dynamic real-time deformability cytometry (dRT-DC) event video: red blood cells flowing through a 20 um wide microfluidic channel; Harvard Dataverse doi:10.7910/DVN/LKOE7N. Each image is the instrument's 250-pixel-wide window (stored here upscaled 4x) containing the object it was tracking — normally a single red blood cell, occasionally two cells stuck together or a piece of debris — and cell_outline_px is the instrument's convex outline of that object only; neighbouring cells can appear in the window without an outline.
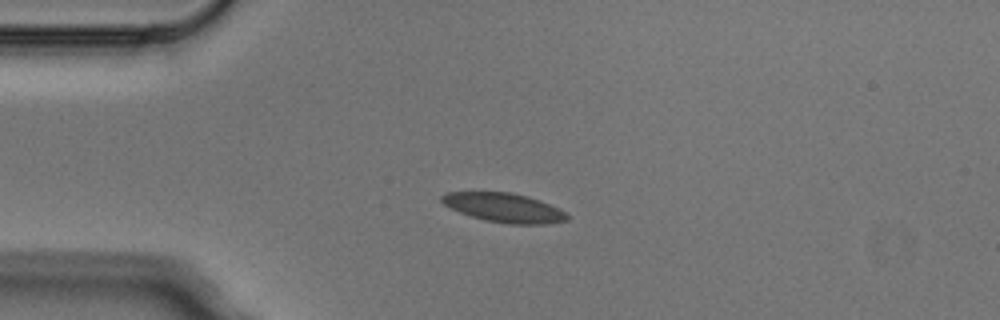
{"species": "Egyptian fruit bat (a non-hibernating species)", "species_latin": "Rousettus aegyptiacus", "temperature_condition": "cold", "stored_images_in_passage": 7, "camera_frame_rate_fps": 3000, "um_per_image_px": 0.085, "animal": {"sex": "male"}, "frame": {"image": 1, "passage_image": 3, "time_ms": 0.667, "image_size_px": [1000, 320], "cell_outline_px": [[568, 220], [548, 224], [508, 224], [484, 220], [460, 212], [444, 204], [440, 200], [440, 196], [448, 192], [512, 192], [528, 196], [560, 208], [568, 216]], "centroid_in_image_um": [42.86, 17.65], "position_along_channel_um": 42.1, "area_um2": 21.27}}
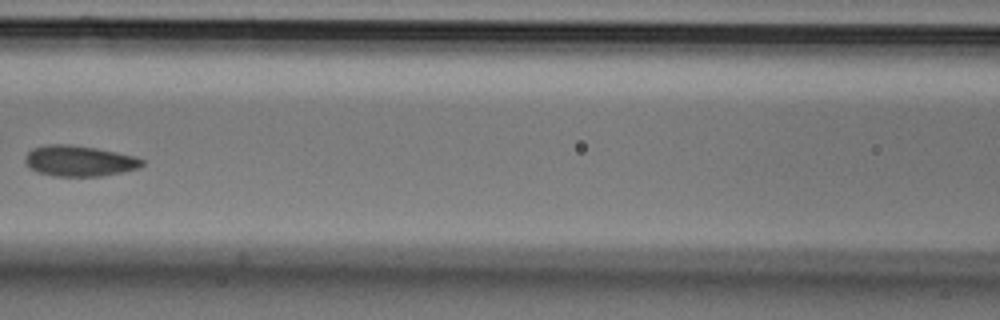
{"frame": {"image": 2, "passage_image": 6, "time_ms": 1.667, "image_size_px": [1000, 320], "cell_outline_px": [[144, 164], [140, 168], [124, 172], [100, 176], [52, 176], [36, 172], [24, 160], [24, 156], [32, 148], [48, 144], [68, 144], [96, 148], [136, 156], [144, 160]], "centroid_in_image_um": [6.76, 13.68], "position_along_channel_um": 159.8, "area_um2": 21.1}}
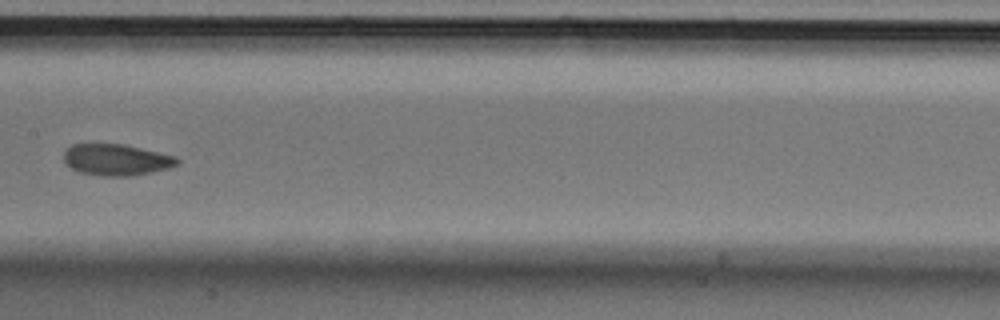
{"frame": {"image": 3, "passage_image": 7, "time_ms": 2.0, "image_size_px": [1000, 320], "cell_outline_px": [[180, 164], [168, 168], [152, 172], [128, 176], [100, 176], [80, 172], [72, 168], [64, 160], [64, 152], [72, 144], [124, 144], [176, 156], [180, 160]], "centroid_in_image_um": [9.92, 13.58], "position_along_channel_um": 197.5, "area_um2": 20.69}}